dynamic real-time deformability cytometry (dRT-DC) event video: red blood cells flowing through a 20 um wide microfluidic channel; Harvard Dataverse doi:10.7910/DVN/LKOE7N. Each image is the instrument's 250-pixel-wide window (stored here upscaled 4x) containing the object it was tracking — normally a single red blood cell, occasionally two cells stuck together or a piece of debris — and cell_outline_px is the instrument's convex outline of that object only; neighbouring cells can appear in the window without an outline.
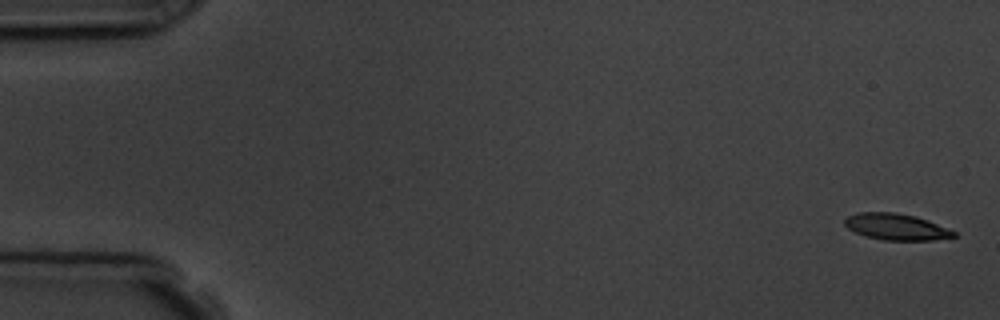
{"species": "common noctule bat (a hibernating species)", "species_latin": "Nyctalus noctula", "temperature_condition": "room temperature", "stored_images_in_passage": 8, "camera_frame_rate_fps": 3000, "um_per_image_px": 0.085, "animal": {"sex": "male", "body_mass_g": 19.5, "forearm_length_mm": 54.6}, "frame": {"image": 1, "passage_image": 1, "time_ms": 0.0, "image_size_px": [1000, 320], "cell_outline_px": [[956, 236], [932, 240], [884, 240], [868, 236], [856, 232], [848, 228], [844, 224], [844, 220], [848, 216], [856, 212], [896, 212], [916, 216], [956, 232]], "centroid_in_image_um": [76.15, 19.27], "position_along_channel_um": 8.9, "area_um2": 16.53}}
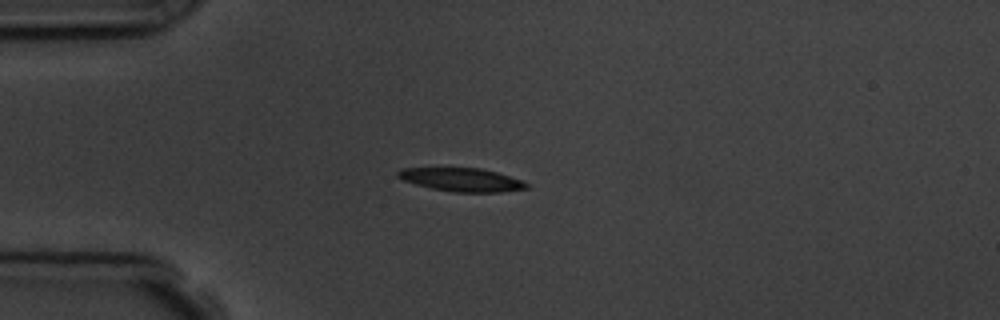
{"frame": {"image": 2, "passage_image": 4, "time_ms": 4.333, "image_size_px": [1000, 320], "cell_outline_px": [[528, 188], [500, 192], [456, 192], [432, 188], [416, 184], [404, 180], [396, 176], [396, 172], [400, 168], [480, 168], [496, 172], [524, 180], [528, 184]], "centroid_in_image_um": [39.26, 15.27], "position_along_channel_um": 45.7, "area_um2": 17.46}}
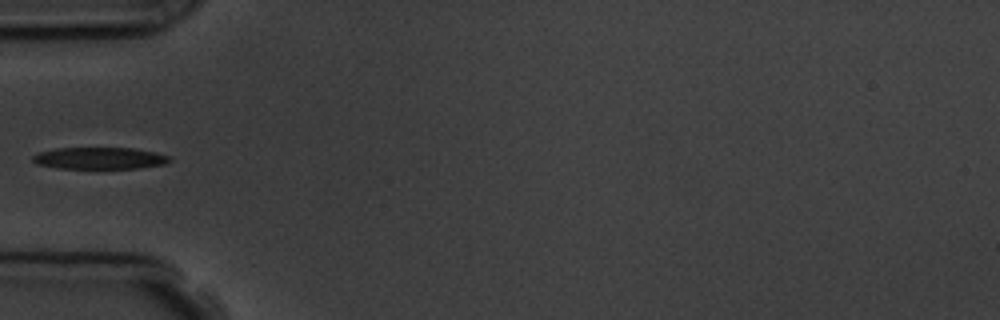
{"frame": {"image": 3, "passage_image": 5, "time_ms": 5.667, "image_size_px": [1000, 320], "cell_outline_px": [[172, 160], [164, 164], [140, 168], [56, 168], [36, 164], [32, 160], [32, 156], [40, 152], [56, 148], [132, 148], [156, 152], [168, 156]], "centroid_in_image_um": [8.46, 13.45], "position_along_channel_um": 76.5, "area_um2": 17.34}}